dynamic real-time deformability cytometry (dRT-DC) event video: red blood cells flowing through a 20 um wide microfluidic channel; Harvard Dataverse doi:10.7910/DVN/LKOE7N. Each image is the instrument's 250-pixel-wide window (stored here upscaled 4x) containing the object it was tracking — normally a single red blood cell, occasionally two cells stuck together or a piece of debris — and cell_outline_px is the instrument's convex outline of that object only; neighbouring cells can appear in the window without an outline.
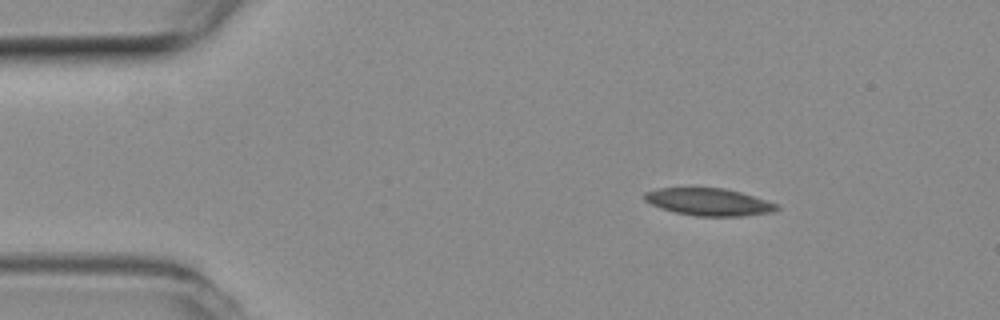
{"species": "common noctule bat (a hibernating species)", "species_latin": "Nyctalus noctula", "temperature_condition": "room temperature", "stored_images_in_passage": 4, "camera_frame_rate_fps": 3000, "um_per_image_px": 0.085, "animal": {"sex": "female", "body_mass_g": 19.3, "forearm_length_mm": 54.1}, "frame": {"image": 1, "passage_image": 1, "time_ms": 0.0, "image_size_px": [1000, 320], "cell_outline_px": [[780, 208], [772, 212], [740, 216], [696, 216], [676, 212], [652, 204], [644, 200], [644, 192], [660, 188], [724, 188], [740, 192], [780, 204]], "centroid_in_image_um": [60.29, 17.16], "position_along_channel_um": 24.7, "area_um2": 20.87}}